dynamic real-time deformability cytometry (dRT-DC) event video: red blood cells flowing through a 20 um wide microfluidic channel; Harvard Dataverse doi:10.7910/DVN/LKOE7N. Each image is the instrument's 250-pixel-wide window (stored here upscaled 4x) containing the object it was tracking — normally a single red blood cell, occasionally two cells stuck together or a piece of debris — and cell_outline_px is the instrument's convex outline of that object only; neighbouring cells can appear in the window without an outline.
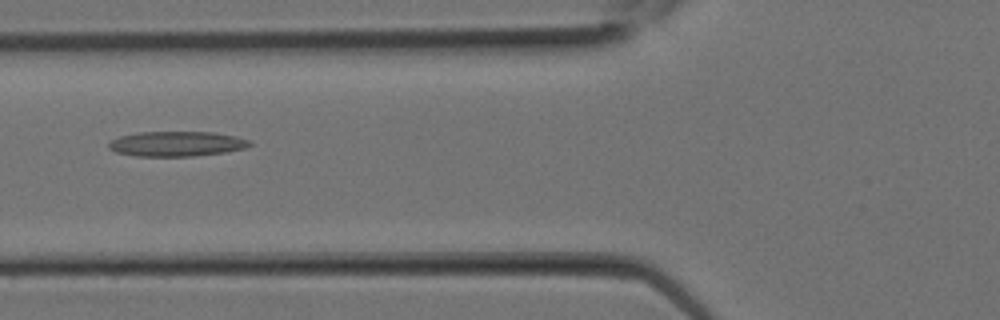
{"species": "Egyptian fruit bat (a non-hibernating species)", "species_latin": "Rousettus aegyptiacus", "temperature_condition": "room temperature", "stored_images_in_passage": 11, "camera_frame_rate_fps": 3000, "um_per_image_px": 0.085, "animal": {"sex": "female"}, "frame": {"image": 1, "passage_image": 10, "time_ms": 3.0, "image_size_px": [1000, 320], "cell_outline_px": [[252, 144], [244, 148], [224, 152], [192, 156], [136, 156], [116, 152], [108, 148], [108, 144], [112, 140], [120, 136], [140, 132], [212, 132], [236, 136], [252, 140]], "centroid_in_image_um": [15.03, 12.22], "position_along_channel_um": 110.8, "area_um2": 20.46}}